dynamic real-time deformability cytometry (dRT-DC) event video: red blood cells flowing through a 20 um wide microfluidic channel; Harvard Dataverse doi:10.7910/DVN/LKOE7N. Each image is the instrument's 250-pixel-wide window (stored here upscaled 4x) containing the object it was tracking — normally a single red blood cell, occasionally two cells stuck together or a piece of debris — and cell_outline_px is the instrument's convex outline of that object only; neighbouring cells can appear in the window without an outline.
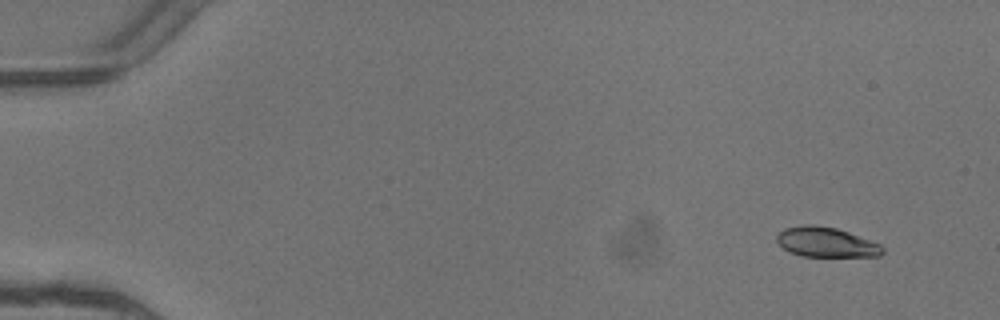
{"species": "common noctule bat (a hibernating species)", "species_latin": "Nyctalus noctula", "temperature_condition": "warm", "stored_images_in_passage": 5, "camera_frame_rate_fps": 3000, "um_per_image_px": 0.085, "animal": {"sex": "female"}, "frame": {"image": 1, "passage_image": 1, "time_ms": 0.0, "image_size_px": [1000, 320], "cell_outline_px": [[884, 252], [880, 256], [800, 256], [788, 252], [776, 240], [776, 236], [784, 228], [804, 224], [812, 224], [836, 228], [848, 232], [880, 244], [884, 248]], "centroid_in_image_um": [70.2, 20.58], "position_along_channel_um": 14.8, "area_um2": 18.38}}
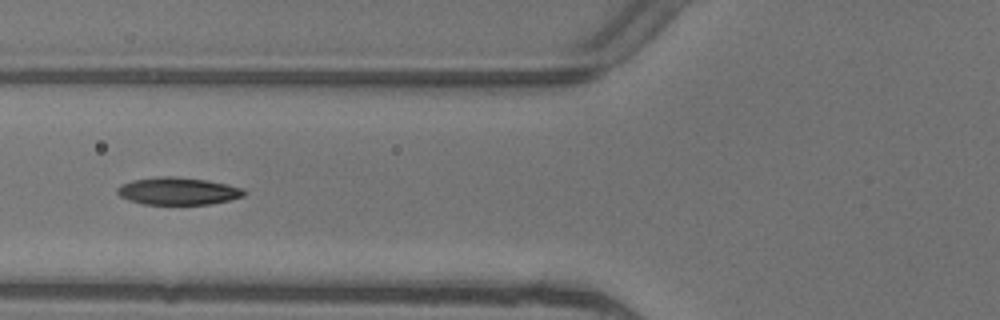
{"frame": {"image": 2, "passage_image": 5, "time_ms": 1.333, "image_size_px": [1000, 320], "cell_outline_px": [[248, 192], [244, 196], [212, 204], [144, 204], [128, 200], [120, 196], [116, 192], [116, 188], [120, 184], [132, 180], [160, 176], [176, 176], [208, 180], [240, 188]], "centroid_in_image_um": [15.09, 16.24], "position_along_channel_um": 110.7, "area_um2": 20.29}}